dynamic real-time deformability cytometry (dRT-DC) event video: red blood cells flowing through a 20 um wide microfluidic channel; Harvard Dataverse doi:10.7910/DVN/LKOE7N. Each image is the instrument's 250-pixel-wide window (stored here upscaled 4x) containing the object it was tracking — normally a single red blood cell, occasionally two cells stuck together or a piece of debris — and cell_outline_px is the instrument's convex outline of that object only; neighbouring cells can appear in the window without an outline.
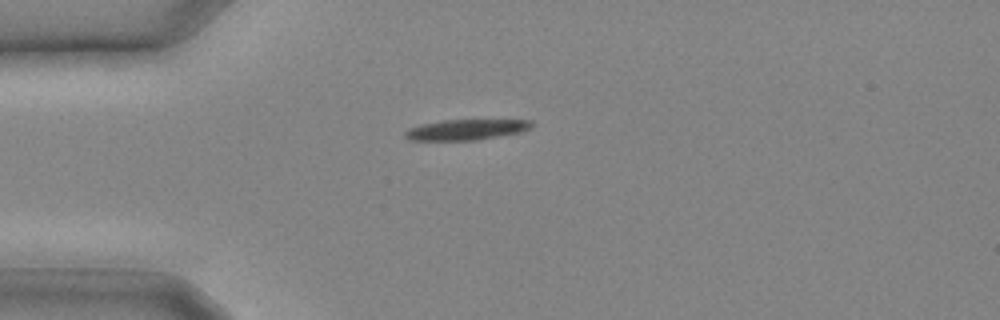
{"species": "common noctule bat (a hibernating species)", "species_latin": "Nyctalus noctula", "temperature_condition": "cold", "stored_images_in_passage": 4, "camera_frame_rate_fps": 3000, "um_per_image_px": 0.085, "animal": {"sex": "male", "body_mass_g": 20.4}, "frame": {"image": 1, "passage_image": 1, "time_ms": 0.0, "image_size_px": [1000, 320], "cell_outline_px": [[532, 124], [524, 132], [476, 140], [408, 140], [404, 136], [404, 132], [408, 128], [424, 124], [444, 120], [532, 120]], "centroid_in_image_um": [39.62, 11.02], "position_along_channel_um": 45.4, "area_um2": 15.09}}
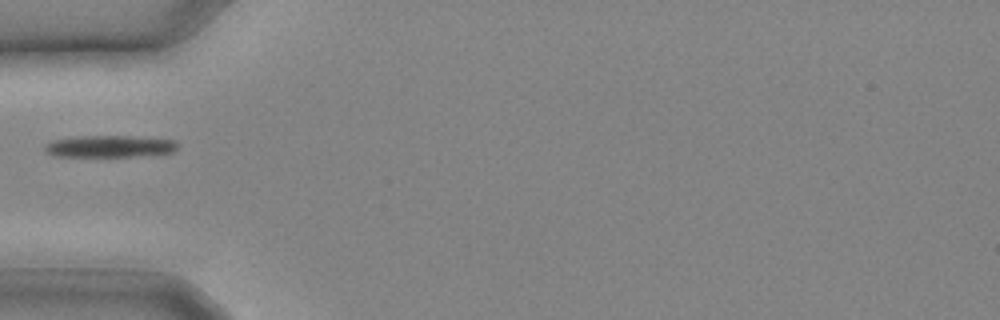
{"frame": {"image": 2, "passage_image": 3, "time_ms": 0.667, "image_size_px": [1000, 320], "cell_outline_px": [[180, 144], [176, 152], [164, 156], [52, 156], [44, 152], [44, 144], [56, 140], [80, 136], [128, 136], [176, 140]], "centroid_in_image_um": [9.45, 12.46], "position_along_channel_um": 75.5, "area_um2": 17.4}}